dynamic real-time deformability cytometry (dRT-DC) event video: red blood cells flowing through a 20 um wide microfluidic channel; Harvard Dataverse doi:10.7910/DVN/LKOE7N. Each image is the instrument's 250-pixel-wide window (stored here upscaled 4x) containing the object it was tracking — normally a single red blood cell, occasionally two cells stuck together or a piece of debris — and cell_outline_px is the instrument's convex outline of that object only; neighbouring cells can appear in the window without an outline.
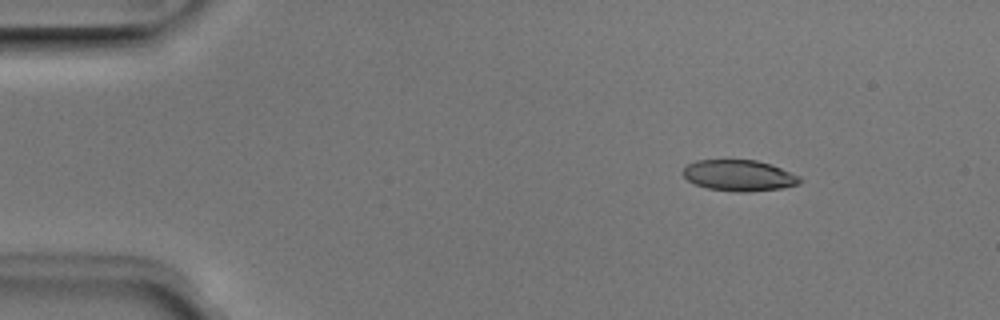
{"species": "Egyptian fruit bat (a non-hibernating species)", "species_latin": "Rousettus aegyptiacus", "temperature_condition": "room temperature", "stored_images_in_passage": 44, "camera_frame_rate_fps": 3000, "um_per_image_px": 0.085, "animal": {"sex": "male"}, "frame": {"image": 1, "passage_image": 6, "time_ms": 1.667, "image_size_px": [1000, 320], "cell_outline_px": [[804, 180], [800, 184], [784, 188], [744, 192], [736, 192], [708, 188], [696, 184], [688, 180], [680, 172], [688, 164], [696, 160], [756, 160], [772, 164], [800, 176]], "centroid_in_image_um": [62.86, 14.91], "position_along_channel_um": 22.1, "area_um2": 21.33}}
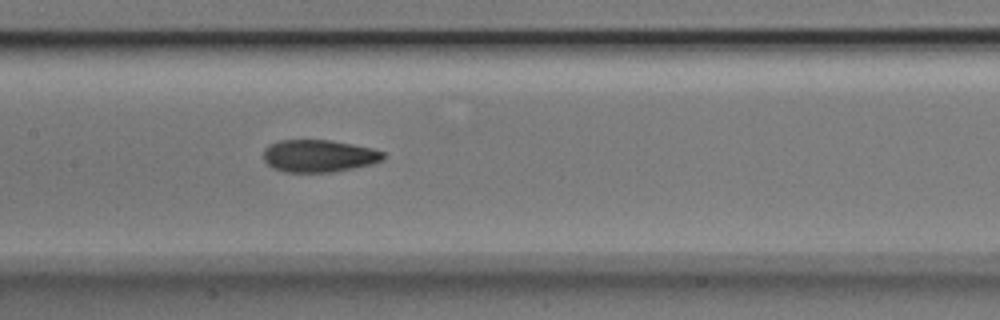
{"frame": {"image": 2, "passage_image": 24, "time_ms": 7.667, "image_size_px": [1000, 320], "cell_outline_px": [[388, 156], [384, 160], [372, 164], [332, 172], [284, 172], [272, 168], [264, 160], [264, 148], [268, 144], [280, 140], [332, 140], [372, 148], [384, 152]], "centroid_in_image_um": [27.12, 13.25], "position_along_channel_um": 180.3, "area_um2": 22.83}}
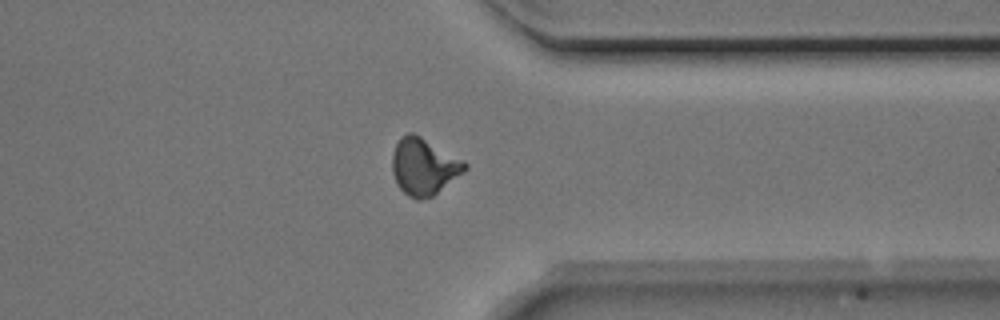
{"frame": {"image": 3, "passage_image": 39, "time_ms": 12.667, "image_size_px": [1000, 320], "cell_outline_px": [[468, 168], [464, 172], [432, 196], [420, 200], [416, 200], [408, 196], [396, 184], [392, 172], [392, 156], [396, 144], [400, 136], [408, 132], [412, 132], [420, 136], [464, 160], [468, 164]], "centroid_in_image_um": [36.02, 14.15], "position_along_channel_um": 375.4, "area_um2": 24.04}, "authors_computed_cell_mechanics": {"area_um2": 22.253, "velocity_mm_per_s": 3.9653, "shape_relaxation_time_tau1_ms": 4.7347, "shape_relaxation_time_tau2_ms": 2.5954, "deformation_change_tau1": 0.1823, "deformation_change_tau2": 0.0982}}